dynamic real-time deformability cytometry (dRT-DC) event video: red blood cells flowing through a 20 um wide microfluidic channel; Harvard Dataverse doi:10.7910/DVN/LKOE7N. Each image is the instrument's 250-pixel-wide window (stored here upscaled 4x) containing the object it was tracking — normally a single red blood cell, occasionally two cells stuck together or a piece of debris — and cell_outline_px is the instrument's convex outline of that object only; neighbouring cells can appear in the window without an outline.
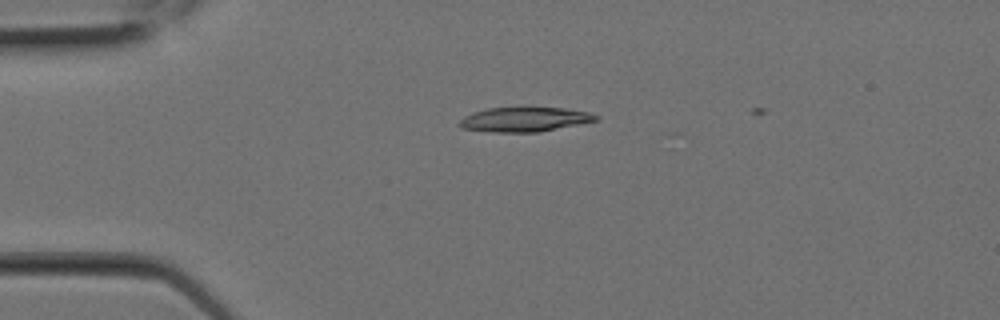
{"species": "Egyptian fruit bat (a non-hibernating species)", "species_latin": "Rousettus aegyptiacus", "temperature_condition": "room temperature", "stored_images_in_passage": 7, "camera_frame_rate_fps": 3000, "um_per_image_px": 0.085, "animal": {"sex": "female"}, "frame": {"image": 1, "passage_image": 5, "time_ms": 1.333, "image_size_px": [1000, 320], "cell_outline_px": [[600, 120], [580, 124], [536, 132], [492, 132], [460, 128], [460, 120], [464, 116], [472, 112], [488, 108], [520, 104], [564, 108], [588, 112], [600, 116]], "centroid_in_image_um": [44.6, 10.09], "position_along_channel_um": 40.4, "area_um2": 20.46}}